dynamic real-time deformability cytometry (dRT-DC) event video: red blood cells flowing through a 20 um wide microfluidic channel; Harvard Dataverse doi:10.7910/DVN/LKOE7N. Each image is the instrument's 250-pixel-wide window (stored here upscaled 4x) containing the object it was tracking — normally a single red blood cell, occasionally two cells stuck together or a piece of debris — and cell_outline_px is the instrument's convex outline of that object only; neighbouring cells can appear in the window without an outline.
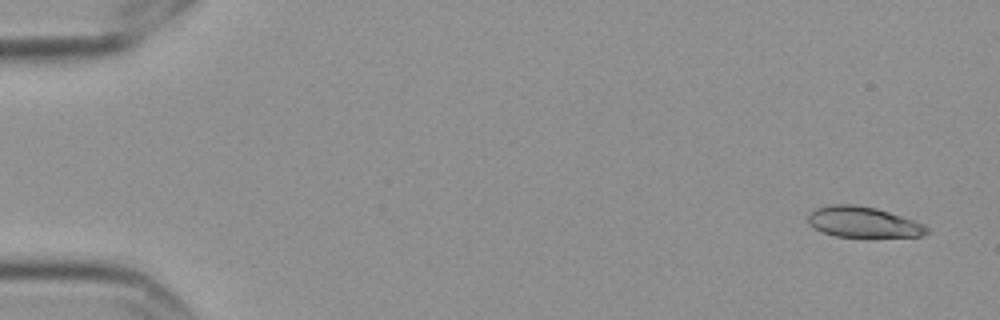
{"species": "Egyptian fruit bat (a non-hibernating species)", "species_latin": "Rousettus aegyptiacus", "temperature_condition": "cold", "stored_images_in_passage": 5, "camera_frame_rate_fps": 3000, "um_per_image_px": 0.085, "frame": {"image": 1, "passage_image": 1, "time_ms": 0.0, "image_size_px": [1000, 320], "cell_outline_px": [[928, 232], [924, 236], [836, 236], [824, 232], [808, 224], [808, 216], [816, 208], [832, 204], [856, 204], [876, 208], [924, 224], [928, 228]], "centroid_in_image_um": [73.36, 18.86], "position_along_channel_um": 11.6, "area_um2": 20.81}}